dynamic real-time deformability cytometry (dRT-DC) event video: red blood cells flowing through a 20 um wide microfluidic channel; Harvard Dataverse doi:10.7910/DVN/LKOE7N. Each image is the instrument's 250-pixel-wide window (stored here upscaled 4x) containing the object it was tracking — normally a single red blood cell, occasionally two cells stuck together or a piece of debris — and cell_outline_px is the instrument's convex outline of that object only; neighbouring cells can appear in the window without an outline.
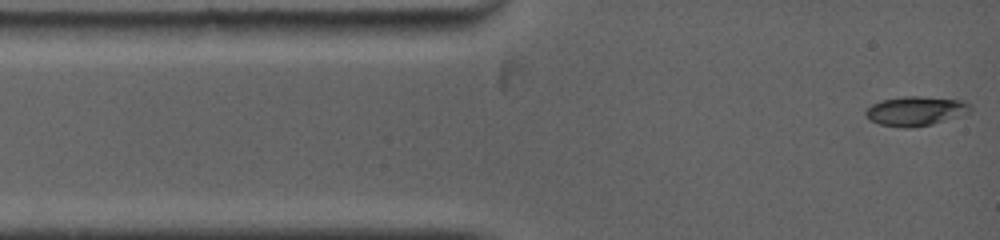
{"species": "common noctule bat (a hibernating species)", "species_latin": "Nyctalus noctula", "temperature_condition": "warm", "stored_images_in_passage": 20, "camera_frame_rate_fps": 5000, "um_per_image_px": 0.085, "animal": {"sex": "female", "body_mass_g": 19.0, "forearm_length_mm": 53.3}, "frame": {"image": 1, "passage_image": 1, "time_ms": 0.0, "image_size_px": [1000, 240], "cell_outline_px": [[972, 108], [968, 112], [932, 124], [908, 128], [904, 128], [880, 124], [868, 120], [864, 116], [864, 112], [872, 104], [880, 100], [904, 96], [920, 96], [960, 100], [972, 104]], "centroid_in_image_um": [77.77, 9.43], "position_along_channel_um": 7.2, "area_um2": 17.86}}
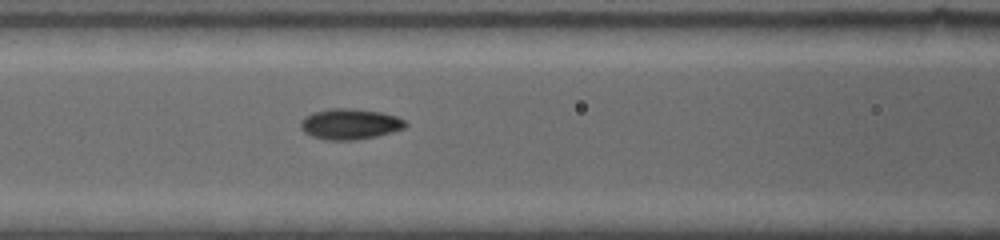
{"frame": {"image": 2, "passage_image": 12, "time_ms": 4.4, "image_size_px": [1000, 240], "cell_outline_px": [[408, 124], [404, 128], [392, 132], [376, 136], [356, 140], [328, 140], [312, 136], [304, 132], [300, 128], [300, 120], [304, 116], [312, 112], [332, 108], [352, 108], [380, 112], [396, 116], [404, 120]], "centroid_in_image_um": [29.71, 10.54], "position_along_channel_um": 136.9, "area_um2": 18.84}}
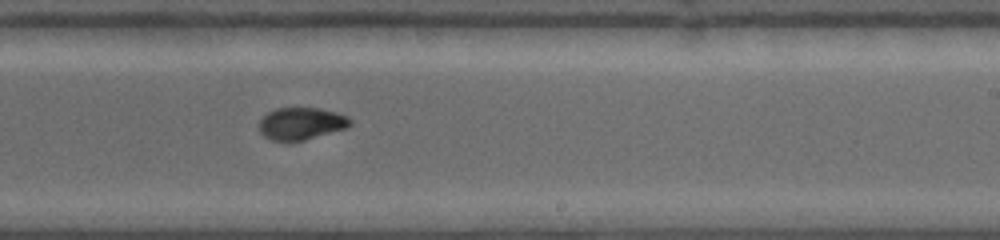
{"frame": {"image": 3, "passage_image": 20, "time_ms": 7.6, "image_size_px": [1000, 240], "cell_outline_px": [[352, 124], [348, 128], [304, 140], [288, 144], [272, 140], [264, 136], [260, 132], [260, 120], [268, 112], [276, 108], [320, 108], [336, 112], [348, 116], [352, 120]], "centroid_in_image_um": [25.62, 10.53], "position_along_channel_um": 263.4, "area_um2": 17.51}}